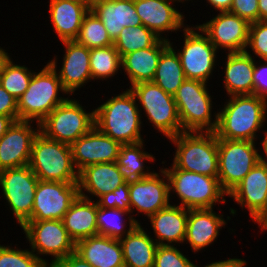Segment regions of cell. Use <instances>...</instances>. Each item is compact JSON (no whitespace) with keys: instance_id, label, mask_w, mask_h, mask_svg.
I'll return each mask as SVG.
<instances>
[{"instance_id":"f6af8a7d","label":"cell","mask_w":267,"mask_h":267,"mask_svg":"<svg viewBox=\"0 0 267 267\" xmlns=\"http://www.w3.org/2000/svg\"><path fill=\"white\" fill-rule=\"evenodd\" d=\"M0 114L18 121L17 99L0 85Z\"/></svg>"},{"instance_id":"6da1fadb","label":"cell","mask_w":267,"mask_h":267,"mask_svg":"<svg viewBox=\"0 0 267 267\" xmlns=\"http://www.w3.org/2000/svg\"><path fill=\"white\" fill-rule=\"evenodd\" d=\"M217 115L218 139L256 142L267 123V100L253 94L230 96Z\"/></svg>"},{"instance_id":"484cf974","label":"cell","mask_w":267,"mask_h":267,"mask_svg":"<svg viewBox=\"0 0 267 267\" xmlns=\"http://www.w3.org/2000/svg\"><path fill=\"white\" fill-rule=\"evenodd\" d=\"M75 252L93 267H125L120 240L94 235L76 242Z\"/></svg>"},{"instance_id":"4fadbf2b","label":"cell","mask_w":267,"mask_h":267,"mask_svg":"<svg viewBox=\"0 0 267 267\" xmlns=\"http://www.w3.org/2000/svg\"><path fill=\"white\" fill-rule=\"evenodd\" d=\"M38 181L29 165L0 171L2 197L20 227L31 219Z\"/></svg>"},{"instance_id":"30bf717a","label":"cell","mask_w":267,"mask_h":267,"mask_svg":"<svg viewBox=\"0 0 267 267\" xmlns=\"http://www.w3.org/2000/svg\"><path fill=\"white\" fill-rule=\"evenodd\" d=\"M256 145L253 141L218 139V180L227 195L262 160Z\"/></svg>"},{"instance_id":"8d00e7d4","label":"cell","mask_w":267,"mask_h":267,"mask_svg":"<svg viewBox=\"0 0 267 267\" xmlns=\"http://www.w3.org/2000/svg\"><path fill=\"white\" fill-rule=\"evenodd\" d=\"M160 39L152 30L144 25L124 27L113 45L121 58L133 51L152 47Z\"/></svg>"},{"instance_id":"d4e9b609","label":"cell","mask_w":267,"mask_h":267,"mask_svg":"<svg viewBox=\"0 0 267 267\" xmlns=\"http://www.w3.org/2000/svg\"><path fill=\"white\" fill-rule=\"evenodd\" d=\"M91 11L102 21L113 42L124 27L142 25L134 0H94Z\"/></svg>"},{"instance_id":"6f0895ef","label":"cell","mask_w":267,"mask_h":267,"mask_svg":"<svg viewBox=\"0 0 267 267\" xmlns=\"http://www.w3.org/2000/svg\"><path fill=\"white\" fill-rule=\"evenodd\" d=\"M173 1H175V2H177V3H182V4H183V3L186 2V1L189 2L190 0H173ZM191 1H192V0H191Z\"/></svg>"},{"instance_id":"603a6c76","label":"cell","mask_w":267,"mask_h":267,"mask_svg":"<svg viewBox=\"0 0 267 267\" xmlns=\"http://www.w3.org/2000/svg\"><path fill=\"white\" fill-rule=\"evenodd\" d=\"M150 221L154 240L158 245L184 243L188 220V209L176 204H169L147 218Z\"/></svg>"},{"instance_id":"277c9868","label":"cell","mask_w":267,"mask_h":267,"mask_svg":"<svg viewBox=\"0 0 267 267\" xmlns=\"http://www.w3.org/2000/svg\"><path fill=\"white\" fill-rule=\"evenodd\" d=\"M65 94L57 72L47 62L43 69L33 72L27 90L17 99L18 120L41 123L68 98Z\"/></svg>"},{"instance_id":"e0dca14e","label":"cell","mask_w":267,"mask_h":267,"mask_svg":"<svg viewBox=\"0 0 267 267\" xmlns=\"http://www.w3.org/2000/svg\"><path fill=\"white\" fill-rule=\"evenodd\" d=\"M34 123L37 122L14 121L0 138V171L29 165L32 144L40 131V123L33 128Z\"/></svg>"},{"instance_id":"f1b7e54d","label":"cell","mask_w":267,"mask_h":267,"mask_svg":"<svg viewBox=\"0 0 267 267\" xmlns=\"http://www.w3.org/2000/svg\"><path fill=\"white\" fill-rule=\"evenodd\" d=\"M50 1V2H49ZM49 19L60 41H72L78 36L89 8L68 0H49Z\"/></svg>"},{"instance_id":"7bdbcfd3","label":"cell","mask_w":267,"mask_h":267,"mask_svg":"<svg viewBox=\"0 0 267 267\" xmlns=\"http://www.w3.org/2000/svg\"><path fill=\"white\" fill-rule=\"evenodd\" d=\"M231 13L245 19L249 24L259 21V0H233Z\"/></svg>"},{"instance_id":"f35d334b","label":"cell","mask_w":267,"mask_h":267,"mask_svg":"<svg viewBox=\"0 0 267 267\" xmlns=\"http://www.w3.org/2000/svg\"><path fill=\"white\" fill-rule=\"evenodd\" d=\"M0 267H47L30 249L0 244Z\"/></svg>"},{"instance_id":"db71d44e","label":"cell","mask_w":267,"mask_h":267,"mask_svg":"<svg viewBox=\"0 0 267 267\" xmlns=\"http://www.w3.org/2000/svg\"><path fill=\"white\" fill-rule=\"evenodd\" d=\"M68 1H73V2L79 3L81 5H84V6L88 7L90 10H91L93 2H94V0H68Z\"/></svg>"},{"instance_id":"681fc988","label":"cell","mask_w":267,"mask_h":267,"mask_svg":"<svg viewBox=\"0 0 267 267\" xmlns=\"http://www.w3.org/2000/svg\"><path fill=\"white\" fill-rule=\"evenodd\" d=\"M13 122L14 120L11 117L0 114V138L7 132Z\"/></svg>"},{"instance_id":"11a10c76","label":"cell","mask_w":267,"mask_h":267,"mask_svg":"<svg viewBox=\"0 0 267 267\" xmlns=\"http://www.w3.org/2000/svg\"><path fill=\"white\" fill-rule=\"evenodd\" d=\"M7 50L3 49V47L0 46V67L1 64L3 62V60L7 57V55L9 54L8 52H6Z\"/></svg>"},{"instance_id":"4dcf8cb0","label":"cell","mask_w":267,"mask_h":267,"mask_svg":"<svg viewBox=\"0 0 267 267\" xmlns=\"http://www.w3.org/2000/svg\"><path fill=\"white\" fill-rule=\"evenodd\" d=\"M150 234L151 232L147 234L139 223L128 235L120 239L125 267H154L158 244Z\"/></svg>"},{"instance_id":"ba28073f","label":"cell","mask_w":267,"mask_h":267,"mask_svg":"<svg viewBox=\"0 0 267 267\" xmlns=\"http://www.w3.org/2000/svg\"><path fill=\"white\" fill-rule=\"evenodd\" d=\"M138 107L142 109L153 128L167 139L183 132L173 95L166 93L152 81L137 83L130 87Z\"/></svg>"},{"instance_id":"b9f144b4","label":"cell","mask_w":267,"mask_h":267,"mask_svg":"<svg viewBox=\"0 0 267 267\" xmlns=\"http://www.w3.org/2000/svg\"><path fill=\"white\" fill-rule=\"evenodd\" d=\"M96 202L98 206L103 208H117L131 213L129 182H125L114 191L100 196Z\"/></svg>"},{"instance_id":"d6a6232c","label":"cell","mask_w":267,"mask_h":267,"mask_svg":"<svg viewBox=\"0 0 267 267\" xmlns=\"http://www.w3.org/2000/svg\"><path fill=\"white\" fill-rule=\"evenodd\" d=\"M169 44L161 54L152 82L166 93L174 95L186 80V76L171 40H169Z\"/></svg>"},{"instance_id":"cb8c5ba5","label":"cell","mask_w":267,"mask_h":267,"mask_svg":"<svg viewBox=\"0 0 267 267\" xmlns=\"http://www.w3.org/2000/svg\"><path fill=\"white\" fill-rule=\"evenodd\" d=\"M125 182L116 162L89 165L79 172V195L91 200L94 197L98 199Z\"/></svg>"},{"instance_id":"f5cc1de1","label":"cell","mask_w":267,"mask_h":267,"mask_svg":"<svg viewBox=\"0 0 267 267\" xmlns=\"http://www.w3.org/2000/svg\"><path fill=\"white\" fill-rule=\"evenodd\" d=\"M262 132H264L263 133L264 134L263 135L264 137L262 138V142L259 143V144L262 145V150H263V152H261L262 153V160L265 161V162H267V130H266V128H265V131L263 130ZM263 156H265V158Z\"/></svg>"},{"instance_id":"2e32d148","label":"cell","mask_w":267,"mask_h":267,"mask_svg":"<svg viewBox=\"0 0 267 267\" xmlns=\"http://www.w3.org/2000/svg\"><path fill=\"white\" fill-rule=\"evenodd\" d=\"M249 25L245 19L225 11L218 12L209 21L199 23L198 26L217 50L223 49L225 53H233L246 50Z\"/></svg>"},{"instance_id":"60d3db41","label":"cell","mask_w":267,"mask_h":267,"mask_svg":"<svg viewBox=\"0 0 267 267\" xmlns=\"http://www.w3.org/2000/svg\"><path fill=\"white\" fill-rule=\"evenodd\" d=\"M172 245H158L155 252L154 267H193L194 263Z\"/></svg>"},{"instance_id":"9f6ffc18","label":"cell","mask_w":267,"mask_h":267,"mask_svg":"<svg viewBox=\"0 0 267 267\" xmlns=\"http://www.w3.org/2000/svg\"><path fill=\"white\" fill-rule=\"evenodd\" d=\"M247 261L244 259H239L232 267H246Z\"/></svg>"},{"instance_id":"7dc6e473","label":"cell","mask_w":267,"mask_h":267,"mask_svg":"<svg viewBox=\"0 0 267 267\" xmlns=\"http://www.w3.org/2000/svg\"><path fill=\"white\" fill-rule=\"evenodd\" d=\"M232 2L233 0H206V3L210 5L209 7H212L216 12L230 11Z\"/></svg>"},{"instance_id":"c3c4849f","label":"cell","mask_w":267,"mask_h":267,"mask_svg":"<svg viewBox=\"0 0 267 267\" xmlns=\"http://www.w3.org/2000/svg\"><path fill=\"white\" fill-rule=\"evenodd\" d=\"M240 258H228L225 260H219L216 262H210L202 267H232ZM193 267H199L198 265H193Z\"/></svg>"},{"instance_id":"8fae6325","label":"cell","mask_w":267,"mask_h":267,"mask_svg":"<svg viewBox=\"0 0 267 267\" xmlns=\"http://www.w3.org/2000/svg\"><path fill=\"white\" fill-rule=\"evenodd\" d=\"M21 228L31 247L29 249L47 267L75 252L76 243L69 236L62 220L27 221ZM41 255L51 256L50 263Z\"/></svg>"},{"instance_id":"83f0119b","label":"cell","mask_w":267,"mask_h":267,"mask_svg":"<svg viewBox=\"0 0 267 267\" xmlns=\"http://www.w3.org/2000/svg\"><path fill=\"white\" fill-rule=\"evenodd\" d=\"M224 88L228 97L253 94L254 58L246 51L225 54Z\"/></svg>"},{"instance_id":"3957f363","label":"cell","mask_w":267,"mask_h":267,"mask_svg":"<svg viewBox=\"0 0 267 267\" xmlns=\"http://www.w3.org/2000/svg\"><path fill=\"white\" fill-rule=\"evenodd\" d=\"M163 168L169 181V198L172 193L180 200L181 207L210 209L216 204H225L228 196L220 186L218 177L177 169L173 164Z\"/></svg>"},{"instance_id":"ffe728a7","label":"cell","mask_w":267,"mask_h":267,"mask_svg":"<svg viewBox=\"0 0 267 267\" xmlns=\"http://www.w3.org/2000/svg\"><path fill=\"white\" fill-rule=\"evenodd\" d=\"M173 0H134V6L142 25L161 39H168L165 32L179 31L187 26L185 15L175 8ZM186 24V25H185ZM171 31V32H170Z\"/></svg>"},{"instance_id":"7402d4cb","label":"cell","mask_w":267,"mask_h":267,"mask_svg":"<svg viewBox=\"0 0 267 267\" xmlns=\"http://www.w3.org/2000/svg\"><path fill=\"white\" fill-rule=\"evenodd\" d=\"M230 216L225 220L223 214L216 213L213 208L210 209H191L188 210V220L186 228V237L184 244H190L192 252L196 254L203 251L219 237L222 227L225 228Z\"/></svg>"},{"instance_id":"9a60e30c","label":"cell","mask_w":267,"mask_h":267,"mask_svg":"<svg viewBox=\"0 0 267 267\" xmlns=\"http://www.w3.org/2000/svg\"><path fill=\"white\" fill-rule=\"evenodd\" d=\"M130 209L133 219L139 224L140 221L134 216L142 213L147 218L160 209L170 204L169 181L163 168L159 173L154 172L149 176L129 182ZM136 209V210H135ZM137 212L136 215L133 212Z\"/></svg>"},{"instance_id":"4316f807","label":"cell","mask_w":267,"mask_h":267,"mask_svg":"<svg viewBox=\"0 0 267 267\" xmlns=\"http://www.w3.org/2000/svg\"><path fill=\"white\" fill-rule=\"evenodd\" d=\"M168 39H159L152 47L130 52L121 58L122 69L130 86L152 81L162 52L169 46Z\"/></svg>"},{"instance_id":"5b68a950","label":"cell","mask_w":267,"mask_h":267,"mask_svg":"<svg viewBox=\"0 0 267 267\" xmlns=\"http://www.w3.org/2000/svg\"><path fill=\"white\" fill-rule=\"evenodd\" d=\"M173 165L180 170L218 177V138L214 132L183 131L170 137Z\"/></svg>"},{"instance_id":"d590c367","label":"cell","mask_w":267,"mask_h":267,"mask_svg":"<svg viewBox=\"0 0 267 267\" xmlns=\"http://www.w3.org/2000/svg\"><path fill=\"white\" fill-rule=\"evenodd\" d=\"M90 71L93 81H107L122 73L121 56L114 45L90 49Z\"/></svg>"},{"instance_id":"e575fe53","label":"cell","mask_w":267,"mask_h":267,"mask_svg":"<svg viewBox=\"0 0 267 267\" xmlns=\"http://www.w3.org/2000/svg\"><path fill=\"white\" fill-rule=\"evenodd\" d=\"M33 72L26 65L15 64L9 53L0 67V85L18 99L27 90Z\"/></svg>"},{"instance_id":"816d5d0a","label":"cell","mask_w":267,"mask_h":267,"mask_svg":"<svg viewBox=\"0 0 267 267\" xmlns=\"http://www.w3.org/2000/svg\"><path fill=\"white\" fill-rule=\"evenodd\" d=\"M259 21H267V0H259Z\"/></svg>"},{"instance_id":"d6986e66","label":"cell","mask_w":267,"mask_h":267,"mask_svg":"<svg viewBox=\"0 0 267 267\" xmlns=\"http://www.w3.org/2000/svg\"><path fill=\"white\" fill-rule=\"evenodd\" d=\"M121 146L94 126L71 145L75 168L80 172L89 165L116 162Z\"/></svg>"},{"instance_id":"ac0fdd59","label":"cell","mask_w":267,"mask_h":267,"mask_svg":"<svg viewBox=\"0 0 267 267\" xmlns=\"http://www.w3.org/2000/svg\"><path fill=\"white\" fill-rule=\"evenodd\" d=\"M64 46L62 67L57 65V56L49 64L57 72L62 87L68 96L74 95L75 91L80 90L85 84L92 81L90 71V49L77 43L75 40L62 41ZM59 69H58V68ZM59 72V73H58Z\"/></svg>"},{"instance_id":"7a4b0ae2","label":"cell","mask_w":267,"mask_h":267,"mask_svg":"<svg viewBox=\"0 0 267 267\" xmlns=\"http://www.w3.org/2000/svg\"><path fill=\"white\" fill-rule=\"evenodd\" d=\"M141 118L143 116L130 88L111 96L94 109L95 127L121 144L145 141L141 135L144 125Z\"/></svg>"},{"instance_id":"f907efd6","label":"cell","mask_w":267,"mask_h":267,"mask_svg":"<svg viewBox=\"0 0 267 267\" xmlns=\"http://www.w3.org/2000/svg\"><path fill=\"white\" fill-rule=\"evenodd\" d=\"M258 224V227H260L261 233L265 230H267V207L265 211L253 222Z\"/></svg>"},{"instance_id":"1f68e13d","label":"cell","mask_w":267,"mask_h":267,"mask_svg":"<svg viewBox=\"0 0 267 267\" xmlns=\"http://www.w3.org/2000/svg\"><path fill=\"white\" fill-rule=\"evenodd\" d=\"M144 141L133 144H122L117 157V167L126 182L151 175L150 166L146 167V161L155 162V156L146 152ZM152 161V162H151ZM146 167V168H145Z\"/></svg>"},{"instance_id":"836d02e7","label":"cell","mask_w":267,"mask_h":267,"mask_svg":"<svg viewBox=\"0 0 267 267\" xmlns=\"http://www.w3.org/2000/svg\"><path fill=\"white\" fill-rule=\"evenodd\" d=\"M127 216L123 220L124 216ZM128 221V225L127 222ZM138 223L130 212L117 208H103L97 205L98 235L120 240L128 235ZM128 228H126L127 226Z\"/></svg>"},{"instance_id":"ab89813d","label":"cell","mask_w":267,"mask_h":267,"mask_svg":"<svg viewBox=\"0 0 267 267\" xmlns=\"http://www.w3.org/2000/svg\"><path fill=\"white\" fill-rule=\"evenodd\" d=\"M245 51L254 59L258 57L261 60H267V21L250 23L248 45Z\"/></svg>"},{"instance_id":"f546056e","label":"cell","mask_w":267,"mask_h":267,"mask_svg":"<svg viewBox=\"0 0 267 267\" xmlns=\"http://www.w3.org/2000/svg\"><path fill=\"white\" fill-rule=\"evenodd\" d=\"M80 195L72 202L62 219L69 236L77 241L98 235L97 202Z\"/></svg>"},{"instance_id":"74e56055","label":"cell","mask_w":267,"mask_h":267,"mask_svg":"<svg viewBox=\"0 0 267 267\" xmlns=\"http://www.w3.org/2000/svg\"><path fill=\"white\" fill-rule=\"evenodd\" d=\"M75 41L88 49L113 45L102 21L91 10L85 15Z\"/></svg>"},{"instance_id":"bcb514c9","label":"cell","mask_w":267,"mask_h":267,"mask_svg":"<svg viewBox=\"0 0 267 267\" xmlns=\"http://www.w3.org/2000/svg\"><path fill=\"white\" fill-rule=\"evenodd\" d=\"M49 267H93V266L90 263L86 262L76 252H73Z\"/></svg>"},{"instance_id":"9c48e42d","label":"cell","mask_w":267,"mask_h":267,"mask_svg":"<svg viewBox=\"0 0 267 267\" xmlns=\"http://www.w3.org/2000/svg\"><path fill=\"white\" fill-rule=\"evenodd\" d=\"M80 100L70 96L40 123V132L47 138L72 145L94 126V109L87 112Z\"/></svg>"},{"instance_id":"52a82bcc","label":"cell","mask_w":267,"mask_h":267,"mask_svg":"<svg viewBox=\"0 0 267 267\" xmlns=\"http://www.w3.org/2000/svg\"><path fill=\"white\" fill-rule=\"evenodd\" d=\"M207 86L206 82L186 79L173 95L183 131H215L218 115L216 111L212 115L213 96Z\"/></svg>"},{"instance_id":"ee69618b","label":"cell","mask_w":267,"mask_h":267,"mask_svg":"<svg viewBox=\"0 0 267 267\" xmlns=\"http://www.w3.org/2000/svg\"><path fill=\"white\" fill-rule=\"evenodd\" d=\"M253 82V95L267 100V60L254 59Z\"/></svg>"},{"instance_id":"7c38bea8","label":"cell","mask_w":267,"mask_h":267,"mask_svg":"<svg viewBox=\"0 0 267 267\" xmlns=\"http://www.w3.org/2000/svg\"><path fill=\"white\" fill-rule=\"evenodd\" d=\"M183 46L175 48L186 79L208 83L217 65L219 51L210 42L208 36L197 25H188L183 29ZM201 33V34H200ZM183 48V49H182Z\"/></svg>"},{"instance_id":"8992f818","label":"cell","mask_w":267,"mask_h":267,"mask_svg":"<svg viewBox=\"0 0 267 267\" xmlns=\"http://www.w3.org/2000/svg\"><path fill=\"white\" fill-rule=\"evenodd\" d=\"M29 167L41 181L78 183L71 146L39 133L32 144Z\"/></svg>"},{"instance_id":"44dd1931","label":"cell","mask_w":267,"mask_h":267,"mask_svg":"<svg viewBox=\"0 0 267 267\" xmlns=\"http://www.w3.org/2000/svg\"><path fill=\"white\" fill-rule=\"evenodd\" d=\"M228 197L246 208L254 222L267 207V162L260 160Z\"/></svg>"},{"instance_id":"5bb4252c","label":"cell","mask_w":267,"mask_h":267,"mask_svg":"<svg viewBox=\"0 0 267 267\" xmlns=\"http://www.w3.org/2000/svg\"><path fill=\"white\" fill-rule=\"evenodd\" d=\"M78 195V183L39 180L29 221L62 220Z\"/></svg>"}]
</instances>
